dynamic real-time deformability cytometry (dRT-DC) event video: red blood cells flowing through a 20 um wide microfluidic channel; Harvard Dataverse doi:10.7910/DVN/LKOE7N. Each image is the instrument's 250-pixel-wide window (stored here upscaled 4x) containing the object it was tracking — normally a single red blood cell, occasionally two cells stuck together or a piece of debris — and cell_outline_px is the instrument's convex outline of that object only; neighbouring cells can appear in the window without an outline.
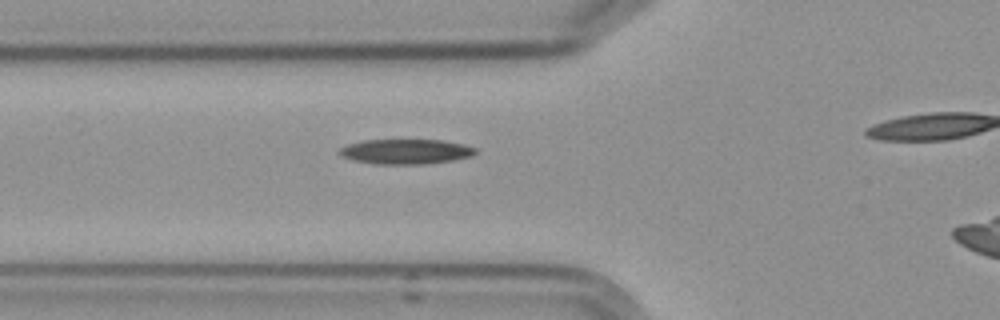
{"species": "Egyptian fruit bat (a non-hibernating species)", "species_latin": "Rousettus aegyptiacus", "temperature_condition": "cold", "stored_images_in_passage": 7, "camera_frame_rate_fps": 3000, "um_per_image_px": 0.085, "frame": {"image": 1, "passage_image": 5, "time_ms": 4.667, "image_size_px": [1000, 320], "cell_outline_px": [[476, 152], [472, 156], [452, 160], [424, 164], [372, 164], [352, 160], [340, 156], [336, 152], [340, 148], [348, 144], [364, 140], [444, 140], [464, 144], [476, 148]], "centroid_in_image_um": [34.45, 12.88], "position_along_channel_um": 91.3, "area_um2": 19.94}}